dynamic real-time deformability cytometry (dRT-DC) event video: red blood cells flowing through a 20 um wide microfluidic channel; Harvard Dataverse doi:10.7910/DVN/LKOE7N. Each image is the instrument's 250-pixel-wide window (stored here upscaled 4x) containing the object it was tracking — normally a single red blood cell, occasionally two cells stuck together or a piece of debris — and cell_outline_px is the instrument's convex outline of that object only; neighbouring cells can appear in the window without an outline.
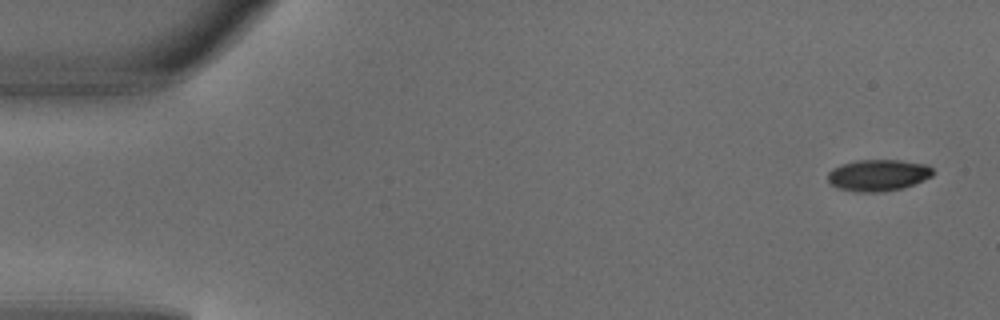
{"species": "common noctule bat (a hibernating species)", "species_latin": "Nyctalus noctula", "temperature_condition": "warm", "stored_images_in_passage": 5, "segment_of_instrument_passage": [1, 2], "camera_frame_rate_fps": 3000, "um_per_image_px": 0.085, "animal": {"sex": "male", "body_mass_g": 18.8}, "frame": {"image": 1, "passage_image": 1, "time_ms": 0.0, "image_size_px": [1000, 320], "cell_outline_px": [[932, 176], [924, 180], [900, 188], [884, 192], [852, 192], [828, 184], [828, 172], [832, 168], [840, 164], [856, 160], [900, 160], [928, 164], [932, 168]], "centroid_in_image_um": [74.6, 14.89], "position_along_channel_um": 10.4, "area_um2": 19.48}}
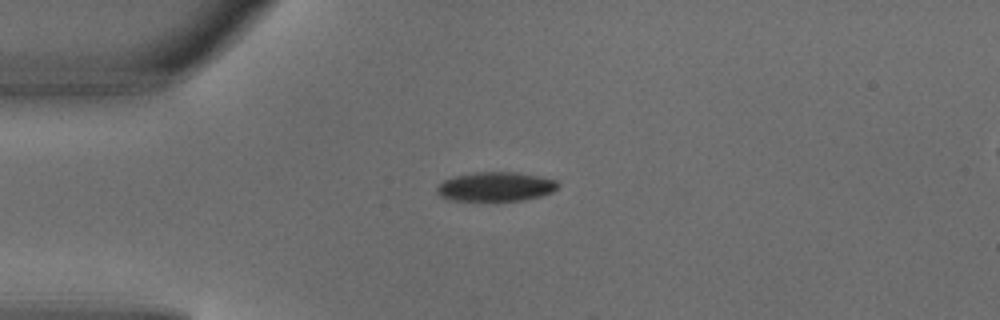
{"frame": {"image": 2, "passage_image": 3, "time_ms": 0.667, "image_size_px": [1000, 320], "cell_outline_px": [[560, 184], [552, 192], [540, 196], [520, 200], [496, 204], [448, 200], [440, 196], [436, 192], [436, 188], [444, 180], [452, 176], [476, 172], [516, 172], [540, 176], [556, 180]], "centroid_in_image_um": [42.08, 15.91], "position_along_channel_um": 42.9, "area_um2": 21.62}}